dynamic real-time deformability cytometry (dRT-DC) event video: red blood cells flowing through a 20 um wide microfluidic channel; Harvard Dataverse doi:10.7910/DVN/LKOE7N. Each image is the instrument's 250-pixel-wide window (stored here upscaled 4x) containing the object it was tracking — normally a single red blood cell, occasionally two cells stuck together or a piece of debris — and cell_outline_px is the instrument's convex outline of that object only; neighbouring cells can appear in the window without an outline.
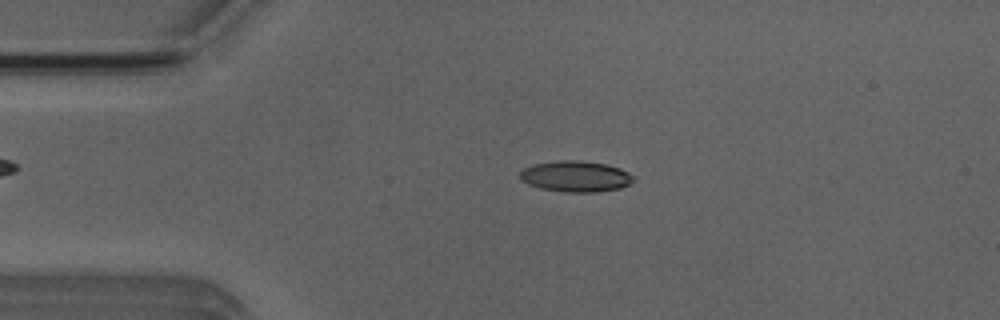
{"species": "Egyptian fruit bat (a non-hibernating species)", "species_latin": "Rousettus aegyptiacus", "temperature_condition": "room temperature", "stored_images_in_passage": 15, "camera_frame_rate_fps": 3000, "um_per_image_px": 0.085, "animal": {"sex": "male"}, "frame": {"image": 1, "passage_image": 8, "time_ms": 2.333, "image_size_px": [1000, 320], "cell_outline_px": [[632, 180], [628, 184], [620, 188], [596, 192], [564, 192], [540, 188], [528, 184], [520, 180], [520, 172], [524, 168], [532, 164], [560, 160], [580, 160], [604, 164], [620, 168], [628, 172], [632, 176]], "centroid_in_image_um": [48.88, 14.99], "position_along_channel_um": 36.1, "area_um2": 20.4}}